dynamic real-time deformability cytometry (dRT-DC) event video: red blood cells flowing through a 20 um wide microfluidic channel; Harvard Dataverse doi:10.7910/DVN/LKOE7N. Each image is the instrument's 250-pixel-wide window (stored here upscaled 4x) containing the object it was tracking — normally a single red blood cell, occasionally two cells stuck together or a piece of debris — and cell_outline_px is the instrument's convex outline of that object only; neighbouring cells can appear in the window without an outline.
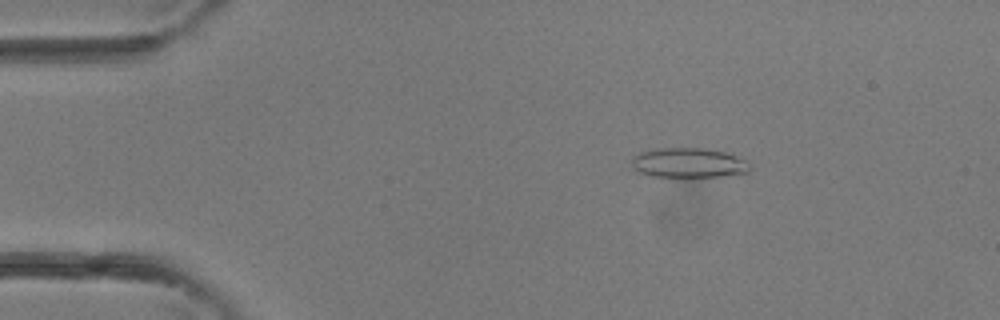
{"species": "common noctule bat (a hibernating species)", "species_latin": "Nyctalus noctula", "temperature_condition": "room temperature", "stored_images_in_passage": 2, "camera_frame_rate_fps": 3000, "um_per_image_px": 0.085, "animal": {"sex": "female"}, "frame": {"image": 1, "passage_image": 1, "time_ms": 0.0, "image_size_px": [1000, 320], "cell_outline_px": [[748, 172], [692, 180], [680, 180], [652, 176], [640, 172], [632, 168], [632, 156], [640, 152], [656, 148], [704, 148], [724, 152], [736, 156], [744, 160], [748, 168]], "centroid_in_image_um": [58.44, 13.89], "position_along_channel_um": 26.6, "area_um2": 21.27}}